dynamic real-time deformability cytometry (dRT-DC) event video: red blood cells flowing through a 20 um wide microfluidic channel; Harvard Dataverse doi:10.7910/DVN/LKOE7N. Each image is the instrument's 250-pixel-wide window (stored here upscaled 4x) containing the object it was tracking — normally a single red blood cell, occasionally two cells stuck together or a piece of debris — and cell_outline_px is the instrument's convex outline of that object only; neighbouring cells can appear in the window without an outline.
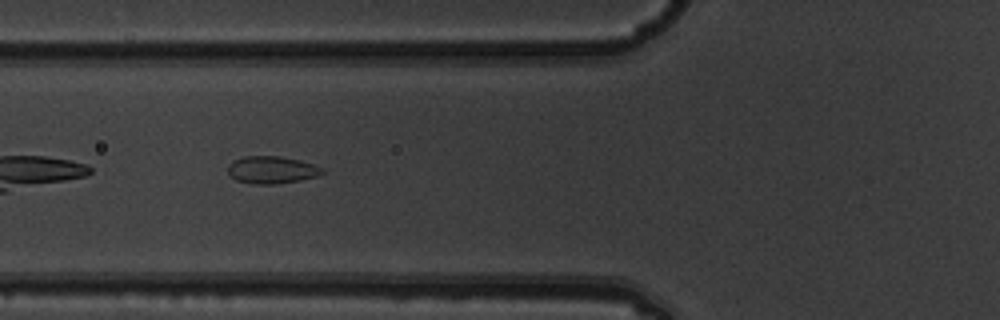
{"species": "common noctule bat (a hibernating species)", "species_latin": "Nyctalus noctula", "temperature_condition": "warm", "stored_images_in_passage": 10, "camera_frame_rate_fps": 3000, "um_per_image_px": 0.085, "animal": {"sex": "male", "body_mass_g": 19.5, "forearm_length_mm": 54.6}, "frame": {"image": 1, "passage_image": 6, "time_ms": 1.667, "image_size_px": [1000, 320], "cell_outline_px": [[324, 172], [316, 176], [300, 180], [276, 184], [252, 184], [236, 180], [228, 172], [228, 164], [232, 160], [244, 156], [280, 156], [300, 160], [324, 168]], "centroid_in_image_um": [23.08, 14.43], "position_along_channel_um": 102.7, "area_um2": 15.09}}
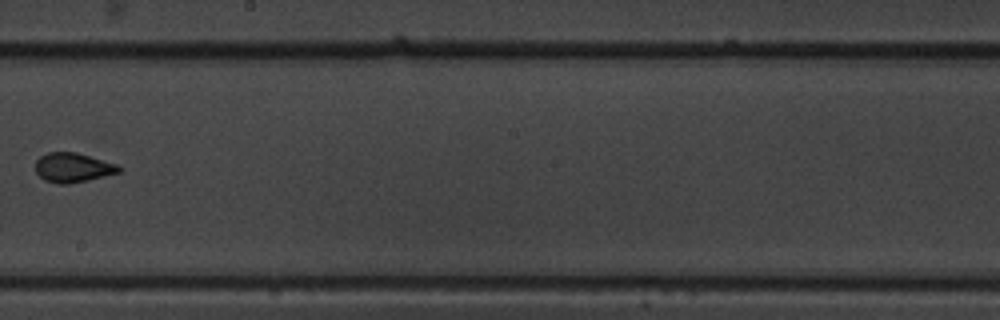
{"frame": {"image": 2, "passage_image": 9, "time_ms": 2.667, "image_size_px": [1000, 320], "cell_outline_px": [[124, 168], [120, 172], [88, 180], [68, 184], [60, 184], [44, 180], [36, 172], [36, 160], [40, 156], [48, 152], [76, 152], [116, 164]], "centroid_in_image_um": [6.2, 14.24], "position_along_channel_um": 242.0, "area_um2": 14.28}}
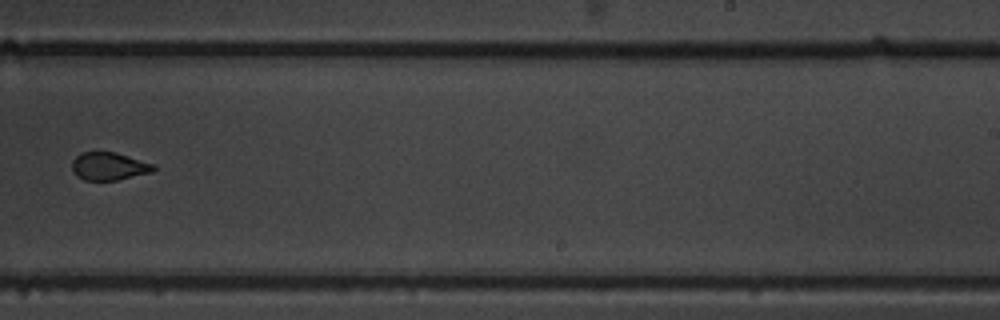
{"frame": {"image": 3, "passage_image": 10, "time_ms": 3.0, "image_size_px": [1000, 320], "cell_outline_px": [[156, 168], [152, 172], [116, 180], [84, 180], [76, 176], [72, 172], [72, 160], [80, 152], [116, 152], [156, 164]], "centroid_in_image_um": [9.26, 14.12], "position_along_channel_um": 279.7, "area_um2": 13.41}}